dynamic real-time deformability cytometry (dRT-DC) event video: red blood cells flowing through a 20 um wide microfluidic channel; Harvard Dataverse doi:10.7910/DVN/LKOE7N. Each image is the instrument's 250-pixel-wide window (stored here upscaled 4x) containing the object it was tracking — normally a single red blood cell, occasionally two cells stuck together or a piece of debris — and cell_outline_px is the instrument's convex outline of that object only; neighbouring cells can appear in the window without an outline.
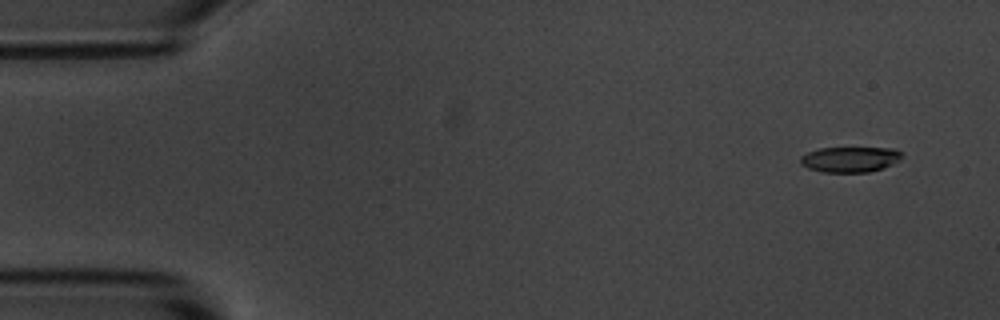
{"species": "common noctule bat (a hibernating species)", "species_latin": "Nyctalus noctula", "temperature_condition": "room temperature", "stored_images_in_passage": 5, "camera_frame_rate_fps": 3000, "um_per_image_px": 0.085, "animal": {"sex": "male", "body_mass_g": 20.1, "forearm_length_mm": 53.5}, "frame": {"image": 1, "passage_image": 1, "time_ms": 0.0, "image_size_px": [1000, 320], "cell_outline_px": [[904, 152], [892, 164], [884, 168], [868, 172], [824, 172], [808, 168], [800, 164], [800, 156], [808, 152], [820, 148], [896, 148]], "centroid_in_image_um": [72.24, 13.54], "position_along_channel_um": 12.8, "area_um2": 15.03}}
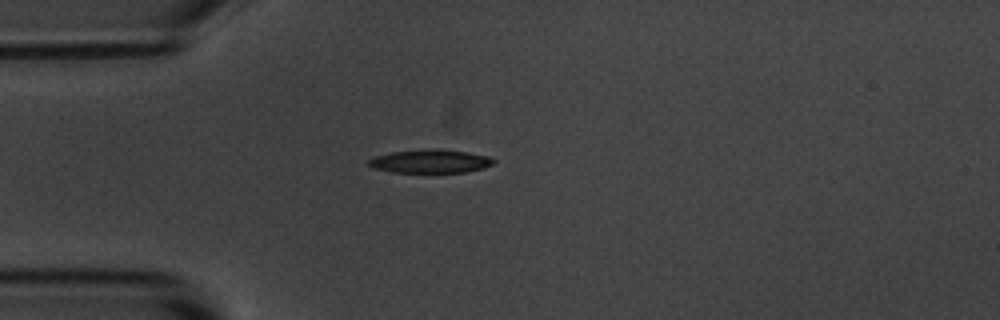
{"frame": {"image": 2, "passage_image": 4, "time_ms": 3.667, "image_size_px": [1000, 320], "cell_outline_px": [[496, 160], [492, 164], [484, 168], [464, 172], [392, 172], [372, 168], [368, 164], [368, 160], [376, 156], [392, 152], [436, 148], [440, 148], [488, 156]], "centroid_in_image_um": [36.57, 13.71], "position_along_channel_um": 48.4, "area_um2": 16.94}}